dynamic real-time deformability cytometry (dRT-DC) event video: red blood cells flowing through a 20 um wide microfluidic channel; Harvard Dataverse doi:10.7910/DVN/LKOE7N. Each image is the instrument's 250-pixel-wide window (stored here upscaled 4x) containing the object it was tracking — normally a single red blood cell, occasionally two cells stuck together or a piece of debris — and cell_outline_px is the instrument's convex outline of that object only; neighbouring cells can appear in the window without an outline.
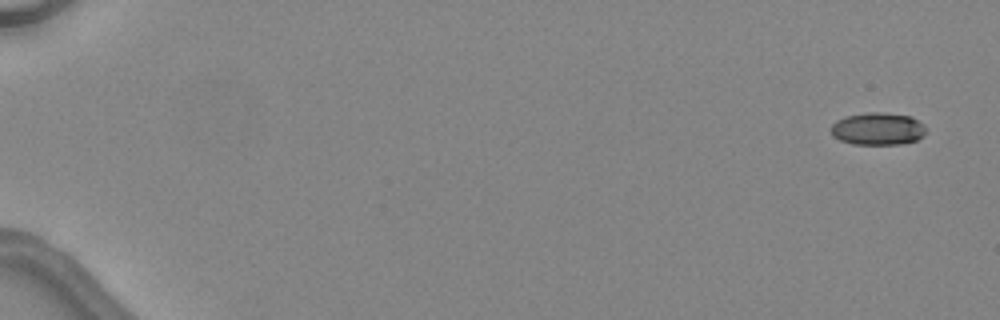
{"species": "common noctule bat (a hibernating species)", "species_latin": "Nyctalus noctula", "temperature_condition": "warm", "stored_images_in_passage": 5, "camera_frame_rate_fps": 3000, "um_per_image_px": 0.085, "animal": {"sex": "female", "body_mass_g": 24.6, "forearm_length_mm": 56.2}, "frame": {"image": 1, "passage_image": 1, "time_ms": 0.0, "image_size_px": [1000, 320], "cell_outline_px": [[928, 128], [924, 136], [916, 140], [900, 144], [852, 144], [840, 140], [832, 136], [832, 124], [836, 120], [844, 116], [868, 112], [884, 112], [912, 116], [924, 124]], "centroid_in_image_um": [74.65, 10.94], "position_along_channel_um": 10.4, "area_um2": 18.26}}
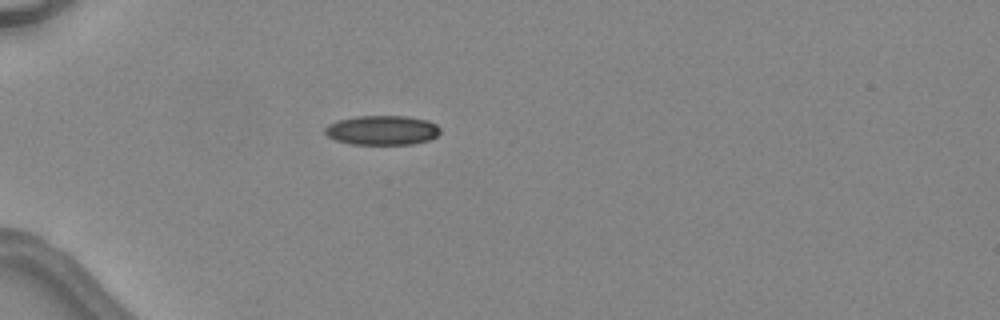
{"frame": {"image": 2, "passage_image": 5, "time_ms": 4.667, "image_size_px": [1000, 320], "cell_outline_px": [[440, 132], [436, 136], [428, 140], [412, 144], [352, 144], [336, 140], [328, 136], [324, 132], [324, 128], [328, 124], [340, 120], [356, 116], [408, 116], [428, 120], [436, 124], [440, 128]], "centroid_in_image_um": [32.49, 11.06], "position_along_channel_um": 52.5, "area_um2": 19.77}}